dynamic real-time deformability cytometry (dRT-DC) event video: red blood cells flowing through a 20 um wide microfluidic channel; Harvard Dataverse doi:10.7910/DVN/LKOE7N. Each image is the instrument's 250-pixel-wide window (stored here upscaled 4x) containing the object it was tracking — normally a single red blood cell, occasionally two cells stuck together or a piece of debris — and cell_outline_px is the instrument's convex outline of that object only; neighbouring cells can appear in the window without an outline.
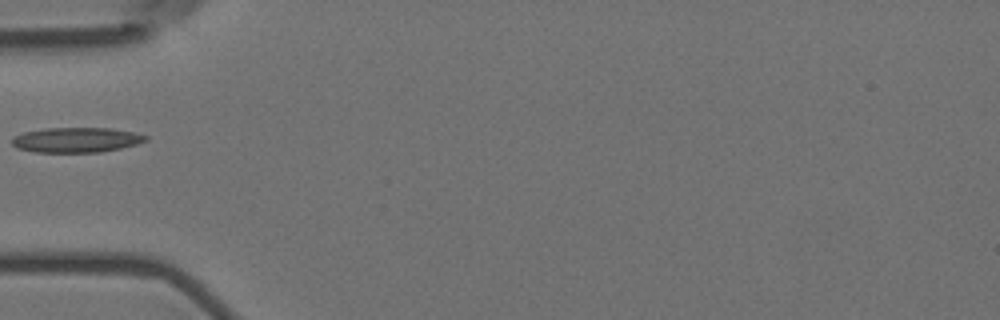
{"species": "Egyptian fruit bat (a non-hibernating species)", "species_latin": "Rousettus aegyptiacus", "temperature_condition": "room temperature", "stored_images_in_passage": 4, "camera_frame_rate_fps": 3000, "um_per_image_px": 0.085, "animal": {"sex": "female"}, "frame": {"image": 1, "passage_image": 3, "time_ms": 0.667, "image_size_px": [1000, 320], "cell_outline_px": [[148, 140], [136, 144], [120, 148], [100, 152], [36, 152], [16, 148], [12, 144], [12, 136], [24, 132], [48, 128], [112, 128], [132, 132], [148, 136]], "centroid_in_image_um": [6.47, 11.89], "position_along_channel_um": 78.5, "area_um2": 19.42}}
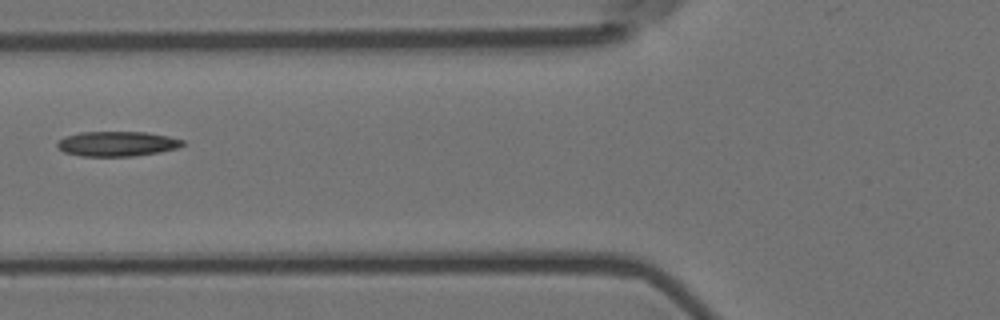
{"frame": {"image": 2, "passage_image": 4, "time_ms": 1.0, "image_size_px": [1000, 320], "cell_outline_px": [[184, 144], [176, 148], [160, 152], [132, 156], [80, 156], [64, 152], [56, 144], [64, 136], [80, 132], [144, 132], [168, 136], [184, 140]], "centroid_in_image_um": [9.94, 12.22], "position_along_channel_um": 115.9, "area_um2": 18.09}}